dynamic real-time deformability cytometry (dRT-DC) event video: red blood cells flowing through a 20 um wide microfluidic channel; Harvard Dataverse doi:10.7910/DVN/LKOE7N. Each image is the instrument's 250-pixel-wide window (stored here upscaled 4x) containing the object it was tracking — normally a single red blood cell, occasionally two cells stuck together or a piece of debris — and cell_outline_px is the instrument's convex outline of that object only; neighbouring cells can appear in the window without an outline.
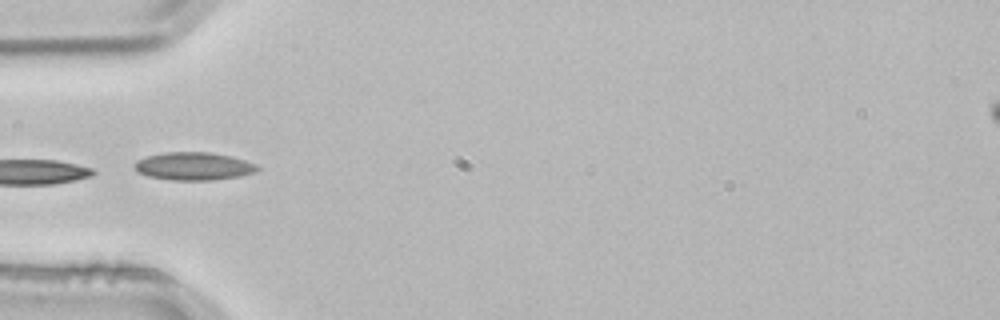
{"species": "common noctule bat (a hibernating species)", "species_latin": "Nyctalus noctula", "temperature_condition": "room temperature", "stored_images_in_passage": 2, "camera_frame_rate_fps": 3000, "um_per_image_px": 0.085, "animal": {"sex": "male", "body_mass_g": 21.5, "forearm_length_mm": 52.0}, "frame": {"image": 1, "passage_image": 2, "time_ms": 0.333, "image_size_px": [1000, 320], "cell_outline_px": [[260, 168], [252, 172], [240, 176], [212, 180], [172, 180], [148, 176], [136, 172], [132, 164], [136, 160], [148, 156], [164, 152], [212, 152], [244, 160], [256, 164]], "centroid_in_image_um": [16.4, 14.12], "position_along_channel_um": 68.6, "area_um2": 19.94}}